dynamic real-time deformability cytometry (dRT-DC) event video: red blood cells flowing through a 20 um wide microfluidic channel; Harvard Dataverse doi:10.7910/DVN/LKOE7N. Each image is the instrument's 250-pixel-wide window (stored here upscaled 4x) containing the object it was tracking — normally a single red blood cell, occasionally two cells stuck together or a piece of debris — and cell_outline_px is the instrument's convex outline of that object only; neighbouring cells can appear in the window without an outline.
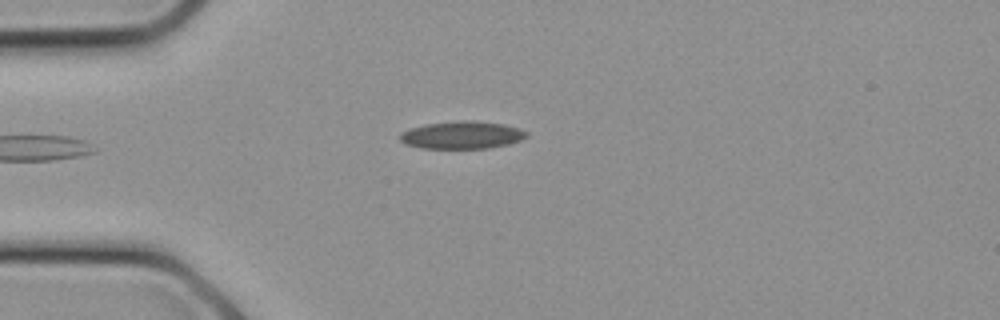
{"species": "common noctule bat (a hibernating species)", "species_latin": "Nyctalus noctula", "temperature_condition": "cold", "stored_images_in_passage": 6, "camera_frame_rate_fps": 3000, "um_per_image_px": 0.085, "animal": {"sex": "female", "body_mass_g": 21.9}, "frame": {"image": 1, "passage_image": 6, "time_ms": 1.667, "image_size_px": [1000, 320], "cell_outline_px": [[528, 136], [520, 140], [508, 144], [492, 148], [420, 148], [404, 144], [400, 140], [400, 132], [408, 128], [424, 124], [460, 120], [472, 120], [504, 124], [528, 132]], "centroid_in_image_um": [39.23, 11.47], "position_along_channel_um": 45.8, "area_um2": 20.52}}